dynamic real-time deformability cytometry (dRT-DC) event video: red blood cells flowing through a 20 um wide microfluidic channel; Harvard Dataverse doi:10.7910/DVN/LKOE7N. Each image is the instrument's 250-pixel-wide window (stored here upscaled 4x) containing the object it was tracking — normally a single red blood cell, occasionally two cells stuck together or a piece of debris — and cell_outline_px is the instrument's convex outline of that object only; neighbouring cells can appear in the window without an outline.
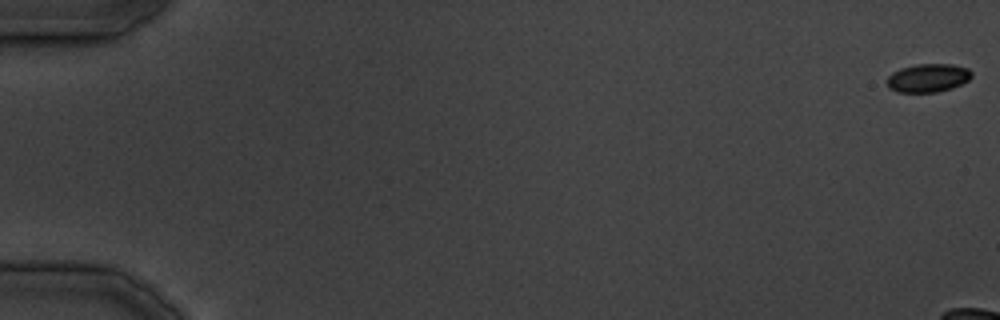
{"species": "common noctule bat (a hibernating species)", "species_latin": "Nyctalus noctula", "temperature_condition": "cold", "stored_images_in_passage": 7, "camera_frame_rate_fps": 3000, "um_per_image_px": 0.085, "animal": {"sex": "male", "body_mass_g": 19.5, "forearm_length_mm": 54.6}, "frame": {"image": 1, "passage_image": 1, "time_ms": 0.0, "image_size_px": [1000, 320], "cell_outline_px": [[972, 76], [968, 80], [952, 88], [936, 92], [896, 92], [888, 88], [888, 76], [892, 72], [900, 68], [916, 64], [952, 64], [968, 68], [972, 72]], "centroid_in_image_um": [78.87, 6.62], "position_along_channel_um": 6.1, "area_um2": 14.05}}